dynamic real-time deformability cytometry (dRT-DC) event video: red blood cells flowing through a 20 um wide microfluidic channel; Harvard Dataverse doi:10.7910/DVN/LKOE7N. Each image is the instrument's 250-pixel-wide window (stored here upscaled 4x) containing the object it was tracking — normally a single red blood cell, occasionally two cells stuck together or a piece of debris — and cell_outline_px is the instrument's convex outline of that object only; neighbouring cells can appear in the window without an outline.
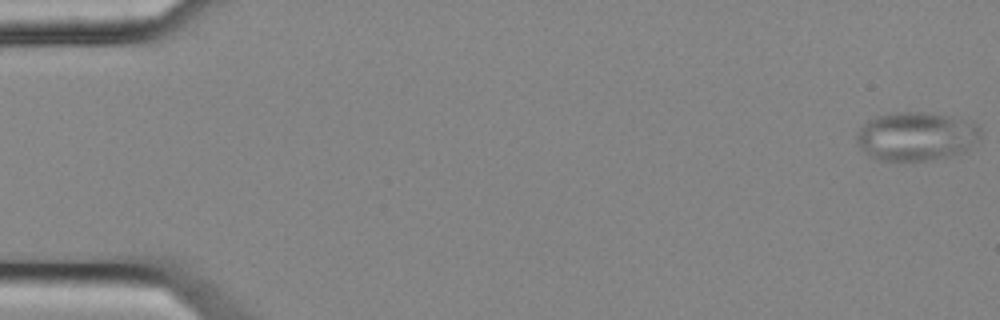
{"species": "common noctule bat (a hibernating species)", "species_latin": "Nyctalus noctula", "temperature_condition": "cold", "stored_images_in_passage": 8, "camera_frame_rate_fps": 3000, "um_per_image_px": 0.085, "animal": {"sex": "female", "body_mass_g": 25.1}, "frame": {"image": 1, "passage_image": 1, "time_ms": 0.0, "image_size_px": [1000, 320], "cell_outline_px": [[980, 140], [968, 152], [948, 156], [924, 160], [880, 160], [868, 156], [860, 148], [856, 140], [856, 136], [860, 128], [868, 120], [876, 116], [896, 112], [924, 112], [972, 120], [980, 128]], "centroid_in_image_um": [77.92, 11.58], "position_along_channel_um": 7.1, "area_um2": 35.49}}